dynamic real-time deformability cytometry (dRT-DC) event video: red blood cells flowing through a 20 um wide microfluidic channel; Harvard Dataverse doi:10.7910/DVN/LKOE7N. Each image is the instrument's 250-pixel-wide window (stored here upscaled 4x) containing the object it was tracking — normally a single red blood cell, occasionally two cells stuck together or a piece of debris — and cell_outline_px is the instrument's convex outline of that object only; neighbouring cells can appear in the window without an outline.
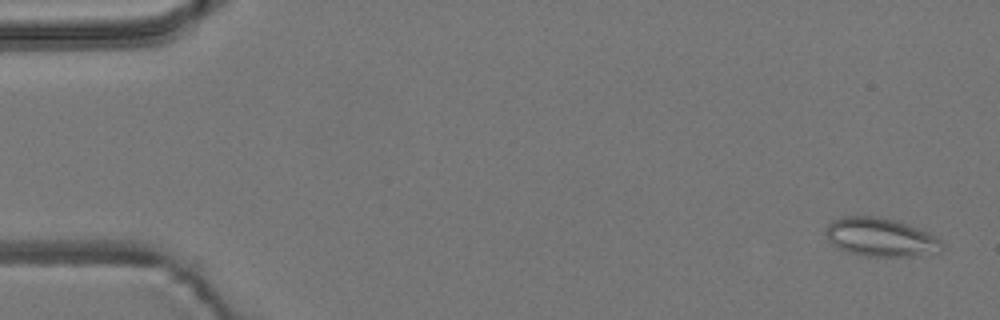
{"species": "common noctule bat (a hibernating species)", "species_latin": "Nyctalus noctula", "temperature_condition": "room temperature", "stored_images_in_passage": 56, "camera_frame_rate_fps": 3000, "um_per_image_px": 0.085, "animal": {"sex": "male", "body_mass_g": 19.2, "forearm_length_mm": 51.8}, "frame": {"image": 1, "passage_image": 2, "time_ms": 0.333, "image_size_px": [1000, 320], "cell_outline_px": [[944, 248], [940, 252], [916, 256], [868, 256], [848, 252], [832, 244], [828, 240], [824, 232], [828, 224], [832, 220], [844, 216], [876, 216], [896, 220], [916, 228], [940, 240], [944, 244]], "centroid_in_image_um": [74.82, 20.17], "position_along_channel_um": 10.2, "area_um2": 25.95}}
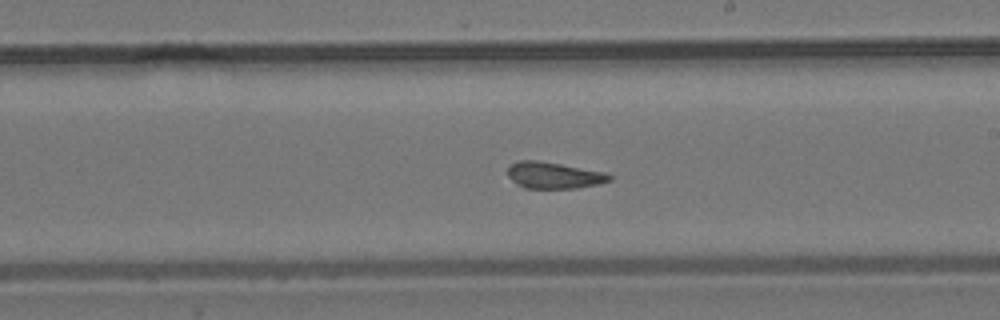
{"frame": {"image": 2, "passage_image": 32, "time_ms": 10.333, "image_size_px": [1000, 320], "cell_outline_px": [[612, 180], [600, 184], [576, 188], [524, 188], [516, 184], [508, 176], [508, 168], [512, 164], [520, 160], [540, 160], [604, 172], [612, 176]], "centroid_in_image_um": [47.08, 14.9], "position_along_channel_um": 241.9, "area_um2": 15.72}}
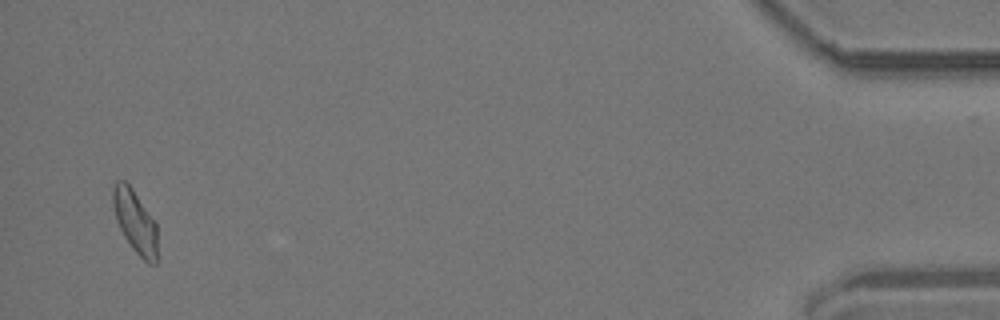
{"frame": {"image": 3, "passage_image": 54, "time_ms": 17.667, "image_size_px": [1000, 320], "cell_outline_px": [[156, 264], [148, 264], [132, 248], [124, 236], [116, 220], [112, 204], [112, 184], [116, 180], [124, 180], [132, 188], [156, 220]], "centroid_in_image_um": [11.46, 18.78], "position_along_channel_um": 423.7, "area_um2": 16.47}, "authors_computed_cell_mechanics": {"area_um2": 16.5308, "velocity_mm_per_s": 3.6774, "shape_relaxation_time_tau1_ms": null, "shape_relaxation_time_tau2_ms": 1.6279, "deformation_change_tau1": null, "deformation_change_tau2": 0.084}}